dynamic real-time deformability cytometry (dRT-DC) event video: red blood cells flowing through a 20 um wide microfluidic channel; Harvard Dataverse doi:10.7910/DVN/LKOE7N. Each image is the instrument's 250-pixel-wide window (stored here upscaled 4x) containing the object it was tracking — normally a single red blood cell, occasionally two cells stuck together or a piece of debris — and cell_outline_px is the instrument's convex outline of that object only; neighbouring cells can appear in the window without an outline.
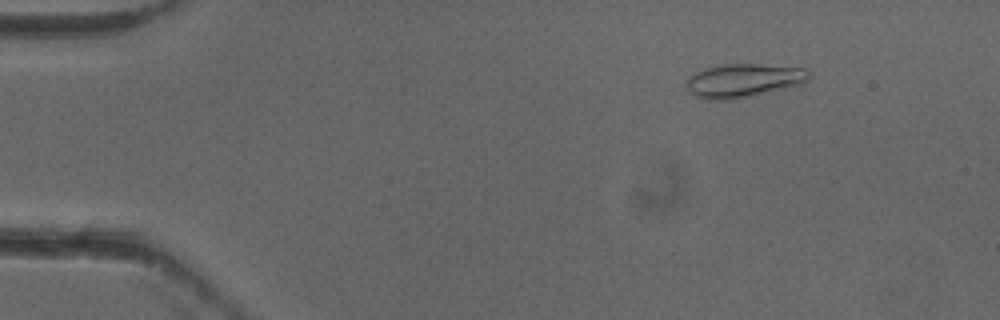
{"species": "common noctule bat (a hibernating species)", "species_latin": "Nyctalus noctula", "temperature_condition": "cold", "stored_images_in_passage": 46, "camera_frame_rate_fps": 3000, "um_per_image_px": 0.085, "animal": {"sex": "female"}, "frame": {"image": 1, "passage_image": 1, "time_ms": 0.0, "image_size_px": [1000, 320], "cell_outline_px": [[812, 76], [808, 80], [800, 84], [728, 100], [708, 100], [696, 96], [688, 92], [688, 80], [696, 72], [704, 68], [724, 64], [756, 64], [808, 68], [812, 72]], "centroid_in_image_um": [63.23, 6.82], "position_along_channel_um": 21.8, "area_um2": 23.64}}
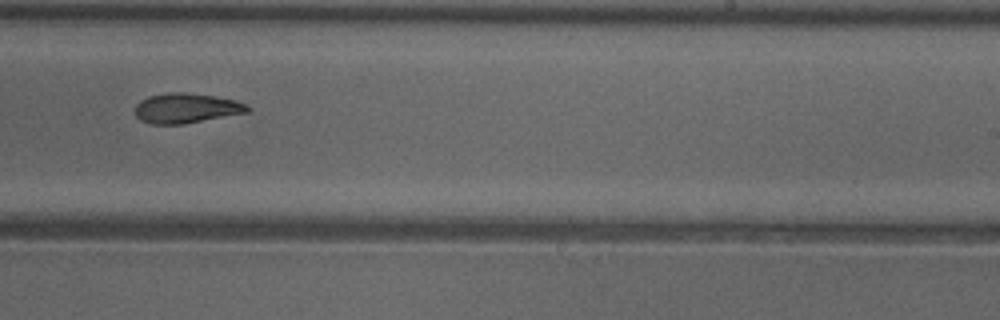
{"frame": {"image": 2, "passage_image": 27, "time_ms": 8.667, "image_size_px": [1000, 320], "cell_outline_px": [[252, 108], [248, 112], [184, 124], [152, 124], [140, 120], [136, 116], [136, 104], [140, 100], [148, 96], [168, 92], [180, 92], [212, 96], [236, 100]], "centroid_in_image_um": [15.81, 9.2], "position_along_channel_um": 273.2, "area_um2": 19.48}}
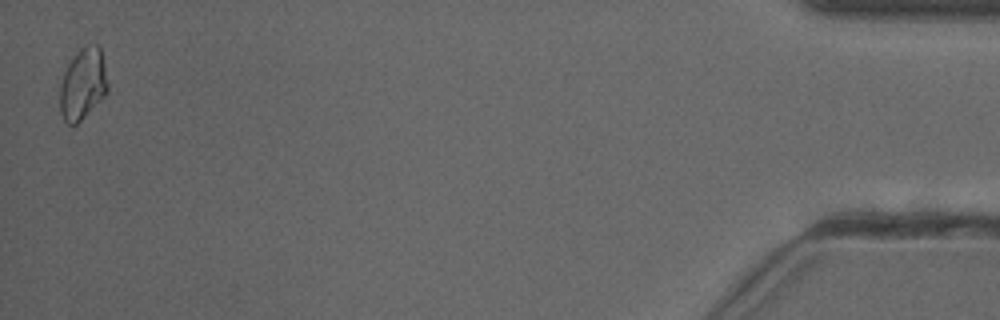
{"frame": {"image": 3, "passage_image": 46, "time_ms": 15.0, "image_size_px": [1000, 320], "cell_outline_px": [[108, 92], [76, 124], [68, 124], [64, 120], [60, 112], [60, 84], [64, 72], [68, 64], [76, 52], [88, 44], [100, 44], [108, 84]], "centroid_in_image_um": [7.05, 7.11], "position_along_channel_um": 428.2, "area_um2": 19.77}, "authors_computed_cell_mechanics": {"area_um2": 19.6809, "velocity_mm_per_s": 3.9171, "shape_relaxation_time_tau1_ms": null, "shape_relaxation_time_tau2_ms": 5.6604, "deformation_change_tau1": null, "deformation_change_tau2": 0.0892}}